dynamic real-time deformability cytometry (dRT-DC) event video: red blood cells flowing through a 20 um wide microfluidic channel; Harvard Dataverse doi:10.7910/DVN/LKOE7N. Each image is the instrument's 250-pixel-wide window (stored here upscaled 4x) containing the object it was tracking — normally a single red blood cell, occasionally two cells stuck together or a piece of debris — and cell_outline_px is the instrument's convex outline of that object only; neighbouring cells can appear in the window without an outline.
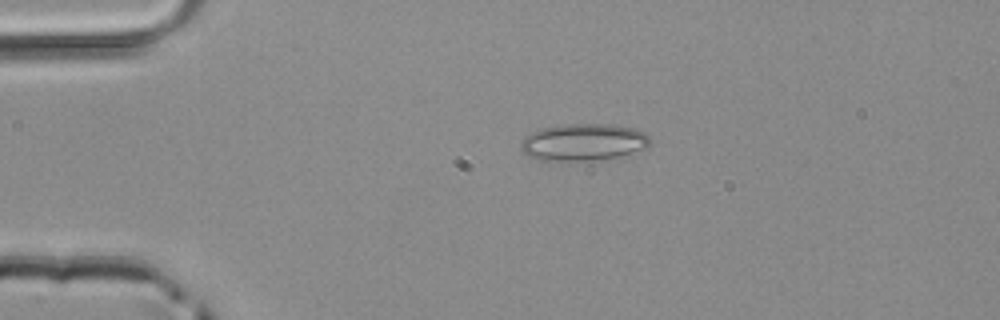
{"species": "common noctule bat (a hibernating species)", "species_latin": "Nyctalus noctula", "temperature_condition": "room temperature", "stored_images_in_passage": 39, "camera_frame_rate_fps": 3000, "um_per_image_px": 0.085, "animal": {"sex": "male", "body_mass_g": 20.4}, "frame": {"image": 1, "passage_image": 1, "time_ms": 0.0, "image_size_px": [1000, 320], "cell_outline_px": [[652, 140], [648, 148], [620, 156], [600, 160], [540, 160], [528, 156], [520, 148], [520, 140], [524, 136], [540, 128], [564, 124], [612, 124], [632, 128], [644, 132]], "centroid_in_image_um": [49.59, 12.08], "position_along_channel_um": 35.4, "area_um2": 28.15}}
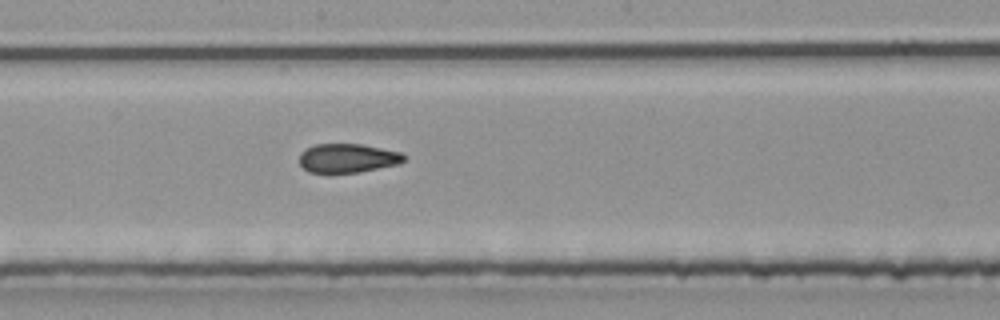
{"frame": {"image": 2, "passage_image": 17, "time_ms": 5.333, "image_size_px": [1000, 320], "cell_outline_px": [[408, 156], [404, 160], [396, 164], [356, 172], [308, 172], [300, 164], [300, 152], [304, 148], [316, 144], [360, 144], [404, 152]], "centroid_in_image_um": [29.55, 13.42], "position_along_channel_um": 218.7, "area_um2": 17.57}}
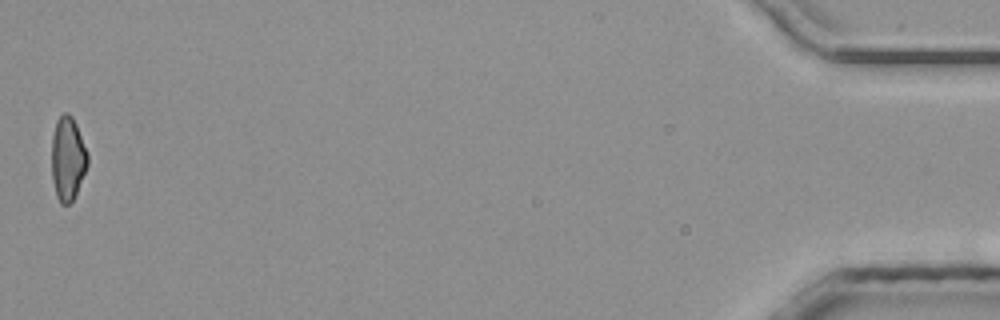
{"frame": {"image": 3, "passage_image": 39, "time_ms": 12.667, "image_size_px": [1000, 320], "cell_outline_px": [[88, 164], [76, 192], [72, 200], [68, 204], [60, 204], [56, 196], [52, 180], [52, 136], [56, 120], [64, 112], [68, 112], [72, 116], [76, 124], [88, 152]], "centroid_in_image_um": [5.75, 13.45], "position_along_channel_um": 429.5, "area_um2": 17.57}}